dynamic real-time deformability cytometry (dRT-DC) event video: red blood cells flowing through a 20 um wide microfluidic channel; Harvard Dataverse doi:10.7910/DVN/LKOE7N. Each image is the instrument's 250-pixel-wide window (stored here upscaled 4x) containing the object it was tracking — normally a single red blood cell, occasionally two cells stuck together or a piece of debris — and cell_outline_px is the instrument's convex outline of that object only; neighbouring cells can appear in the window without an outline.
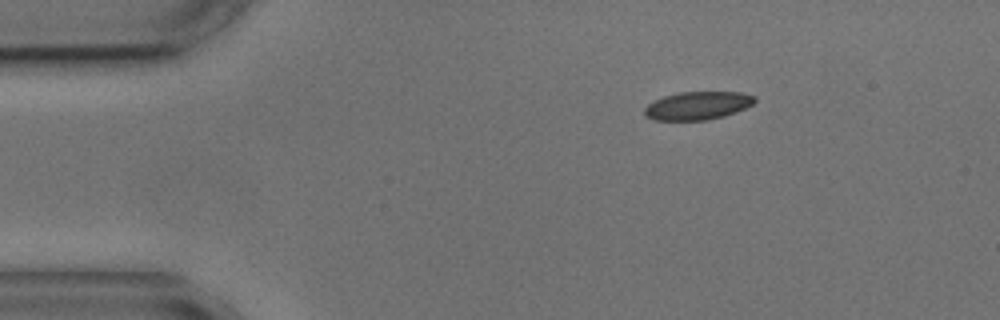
{"species": "common noctule bat (a hibernating species)", "species_latin": "Nyctalus noctula", "temperature_condition": "cold", "stored_images_in_passage": 4, "segment_of_instrument_passage": [2, 2], "camera_frame_rate_fps": 3000, "um_per_image_px": 0.085, "animal": {"sex": "male", "body_mass_g": 17.9, "forearm_length_mm": 54.2}, "frame": {"image": 1, "passage_image": 4, "time_ms": 4.333, "image_size_px": [1000, 320], "cell_outline_px": [[756, 100], [752, 104], [736, 112], [724, 116], [708, 120], [652, 120], [644, 116], [644, 108], [648, 104], [664, 96], [680, 92], [740, 92], [756, 96]], "centroid_in_image_um": [59.29, 8.98], "position_along_channel_um": 25.7, "area_um2": 18.09}}